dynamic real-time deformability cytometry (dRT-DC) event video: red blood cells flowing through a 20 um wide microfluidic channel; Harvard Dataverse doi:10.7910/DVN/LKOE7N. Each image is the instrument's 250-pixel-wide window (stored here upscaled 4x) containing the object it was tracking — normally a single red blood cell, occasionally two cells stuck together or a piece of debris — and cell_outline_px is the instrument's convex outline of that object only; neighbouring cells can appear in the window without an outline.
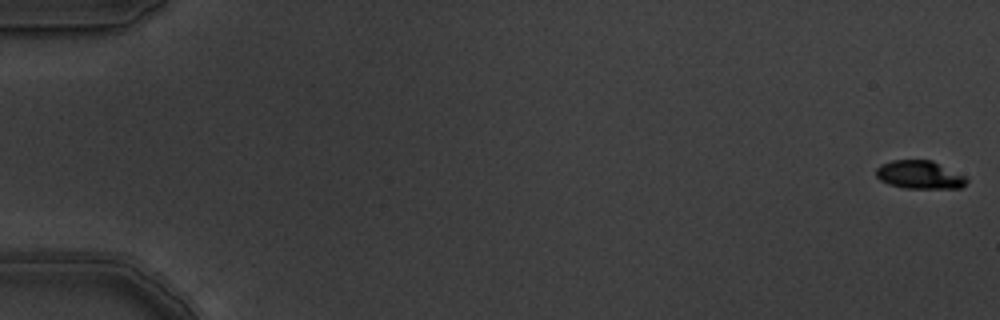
{"species": "common noctule bat (a hibernating species)", "species_latin": "Nyctalus noctula", "temperature_condition": "warm", "stored_images_in_passage": 6, "camera_frame_rate_fps": 3000, "um_per_image_px": 0.085, "animal": {"sex": "male", "body_mass_g": 19.5, "forearm_length_mm": 54.6}, "frame": {"image": 1, "passage_image": 1, "time_ms": 0.0, "image_size_px": [1000, 320], "cell_outline_px": [[968, 180], [960, 188], [904, 188], [888, 184], [880, 180], [876, 176], [876, 168], [880, 164], [892, 160], [932, 160], [964, 176]], "centroid_in_image_um": [78.12, 14.85], "position_along_channel_um": 6.9, "area_um2": 14.8}}
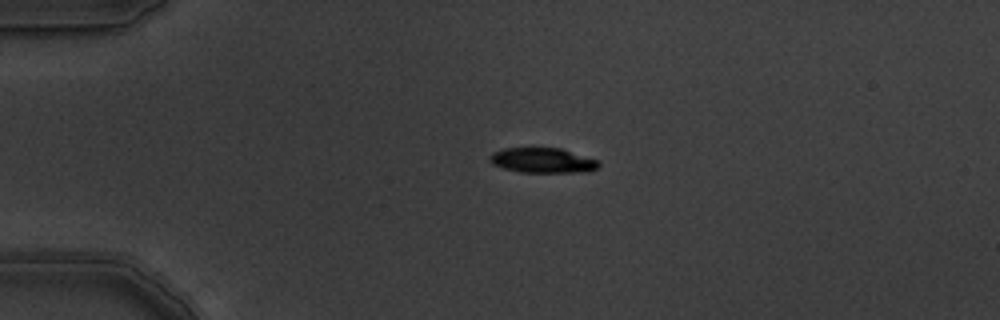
{"frame": {"image": 2, "passage_image": 5, "time_ms": 1.333, "image_size_px": [1000, 320], "cell_outline_px": [[600, 164], [596, 168], [588, 172], [520, 172], [504, 168], [492, 164], [488, 160], [488, 156], [492, 152], [504, 148], [560, 148], [596, 160]], "centroid_in_image_um": [46.06, 13.63], "position_along_channel_um": 38.9, "area_um2": 15.78}}